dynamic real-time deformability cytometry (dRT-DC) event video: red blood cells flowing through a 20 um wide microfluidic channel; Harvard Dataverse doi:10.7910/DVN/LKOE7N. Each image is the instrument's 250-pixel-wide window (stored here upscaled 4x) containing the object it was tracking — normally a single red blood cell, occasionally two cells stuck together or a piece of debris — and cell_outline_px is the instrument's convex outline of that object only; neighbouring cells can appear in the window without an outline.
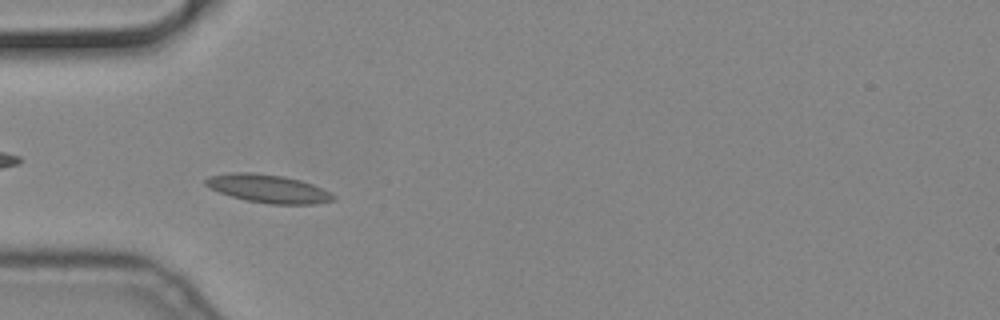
{"species": "common noctule bat (a hibernating species)", "species_latin": "Nyctalus noctula", "temperature_condition": "cold", "stored_images_in_passage": 34, "camera_frame_rate_fps": 3000, "um_per_image_px": 0.085, "animal": {"sex": "male", "body_mass_g": 19.2, "forearm_length_mm": 51.8}, "frame": {"image": 1, "passage_image": 14, "time_ms": 4.333, "image_size_px": [1000, 320], "cell_outline_px": [[336, 200], [316, 204], [268, 204], [248, 200], [232, 196], [220, 192], [204, 184], [204, 180], [208, 176], [232, 172], [252, 172], [284, 176], [300, 180], [312, 184], [336, 196]], "centroid_in_image_um": [22.8, 16.03], "position_along_channel_um": 62.2, "area_um2": 20.87}}
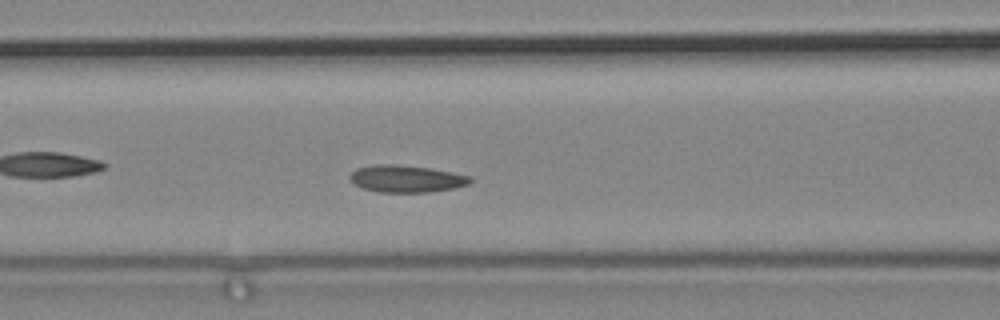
{"frame": {"image": 2, "passage_image": 20, "time_ms": 6.333, "image_size_px": [1000, 320], "cell_outline_px": [[472, 180], [468, 184], [456, 188], [428, 192], [376, 192], [360, 188], [348, 176], [356, 168], [376, 164], [396, 164], [432, 168], [472, 176]], "centroid_in_image_um": [34.54, 15.19], "position_along_channel_um": 132.1, "area_um2": 19.19}}
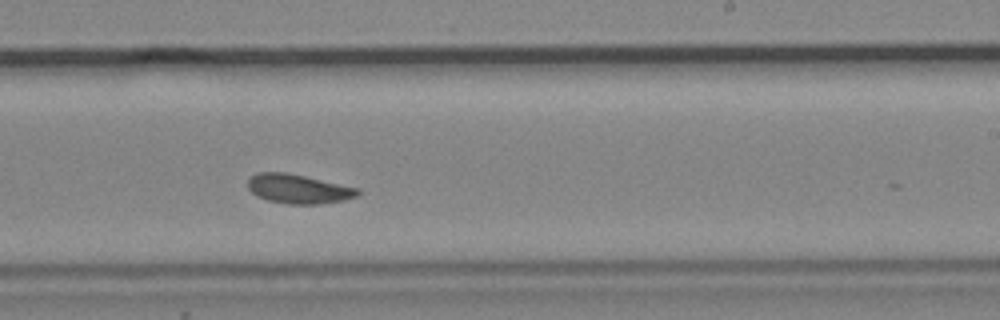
{"frame": {"image": 3, "passage_image": 31, "time_ms": 10.0, "image_size_px": [1000, 320], "cell_outline_px": [[360, 192], [356, 196], [344, 200], [316, 204], [288, 204], [268, 200], [256, 196], [248, 188], [248, 176], [256, 172], [288, 172], [360, 188]], "centroid_in_image_um": [25.34, 16.04], "position_along_channel_um": 263.7, "area_um2": 18.9}}